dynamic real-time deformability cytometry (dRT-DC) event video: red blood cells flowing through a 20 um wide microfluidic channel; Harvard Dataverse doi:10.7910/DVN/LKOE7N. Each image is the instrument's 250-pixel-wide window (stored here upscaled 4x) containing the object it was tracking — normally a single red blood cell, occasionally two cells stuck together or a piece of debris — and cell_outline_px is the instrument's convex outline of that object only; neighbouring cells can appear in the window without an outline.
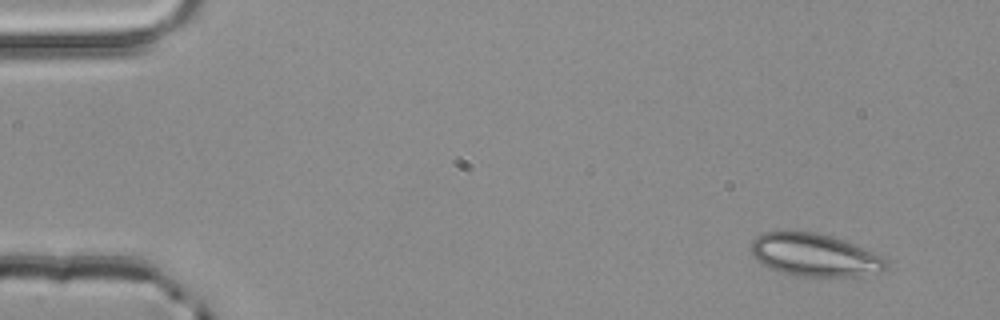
{"species": "common noctule bat (a hibernating species)", "species_latin": "Nyctalus noctula", "temperature_condition": "room temperature", "stored_images_in_passage": 3, "camera_frame_rate_fps": 3000, "um_per_image_px": 0.085, "animal": {"sex": "male", "body_mass_g": 20.4}, "frame": {"image": 1, "passage_image": 1, "time_ms": 0.0, "image_size_px": [1000, 320], "cell_outline_px": [[888, 268], [880, 272], [856, 276], [796, 276], [780, 272], [756, 260], [752, 252], [752, 240], [756, 236], [764, 232], [784, 228], [816, 232], [832, 236], [844, 240], [884, 256], [888, 260]], "centroid_in_image_um": [69.24, 21.63], "position_along_channel_um": 15.8, "area_um2": 34.33}}